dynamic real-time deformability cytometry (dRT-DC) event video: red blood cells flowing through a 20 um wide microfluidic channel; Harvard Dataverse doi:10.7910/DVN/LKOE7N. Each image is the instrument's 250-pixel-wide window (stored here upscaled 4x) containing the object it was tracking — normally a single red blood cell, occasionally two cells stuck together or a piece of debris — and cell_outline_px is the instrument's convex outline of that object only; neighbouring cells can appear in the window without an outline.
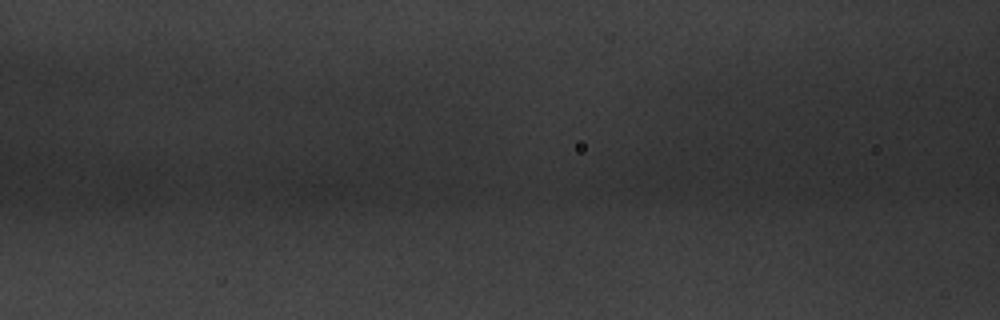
{"species": "common noctule bat (a hibernating species)", "species_latin": "Nyctalus noctula", "temperature_condition": "warm", "stored_images_in_passage": 6, "segment_of_instrument_passage": [2, 2], "camera_frame_rate_fps": 3000, "um_per_image_px": 0.085, "animal": {"sex": "male", "body_mass_g": 20.1, "forearm_length_mm": 53.5}, "frame": {"image": 1, "passage_image": 6, "time_ms": 1.667, "image_size_px": [1000, 320], "cell_outline_px": [[728, 148], [716, 180], [668, 188], [636, 168], [644, 156], [676, 136], [720, 132]], "centroid_in_image_um": [58.31, 13.6], "position_along_channel_um": 108.3, "area_um2": 25.37}}